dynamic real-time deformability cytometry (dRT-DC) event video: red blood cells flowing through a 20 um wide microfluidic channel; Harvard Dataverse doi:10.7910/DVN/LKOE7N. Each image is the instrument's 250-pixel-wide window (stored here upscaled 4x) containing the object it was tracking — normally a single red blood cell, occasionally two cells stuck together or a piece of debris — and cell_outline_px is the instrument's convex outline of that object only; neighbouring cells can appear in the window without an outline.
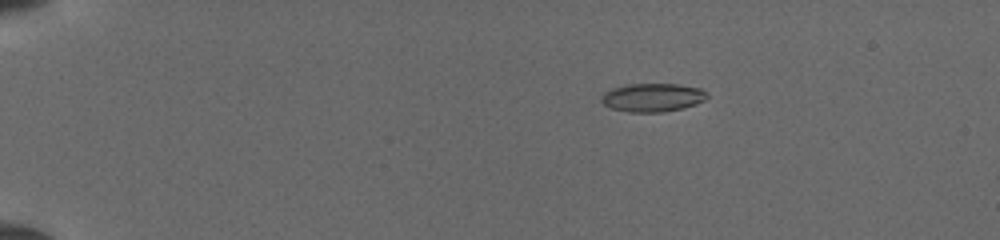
{"species": "common noctule bat (a hibernating species)", "species_latin": "Nyctalus noctula", "temperature_condition": "cold", "stored_images_in_passage": 16, "camera_frame_rate_fps": 3000, "um_per_image_px": 0.085, "animal": {"sex": "female", "body_mass_g": 19.5, "forearm_length_mm": 54.1}, "frame": {"image": 1, "passage_image": 10, "time_ms": 3.0, "image_size_px": [1000, 240], "cell_outline_px": [[708, 96], [704, 100], [696, 104], [684, 108], [664, 112], [632, 112], [612, 108], [604, 104], [600, 100], [600, 96], [604, 92], [612, 88], [628, 84], [680, 84], [700, 88], [708, 92]], "centroid_in_image_um": [55.49, 8.28], "position_along_channel_um": 29.5, "area_um2": 17.63}}